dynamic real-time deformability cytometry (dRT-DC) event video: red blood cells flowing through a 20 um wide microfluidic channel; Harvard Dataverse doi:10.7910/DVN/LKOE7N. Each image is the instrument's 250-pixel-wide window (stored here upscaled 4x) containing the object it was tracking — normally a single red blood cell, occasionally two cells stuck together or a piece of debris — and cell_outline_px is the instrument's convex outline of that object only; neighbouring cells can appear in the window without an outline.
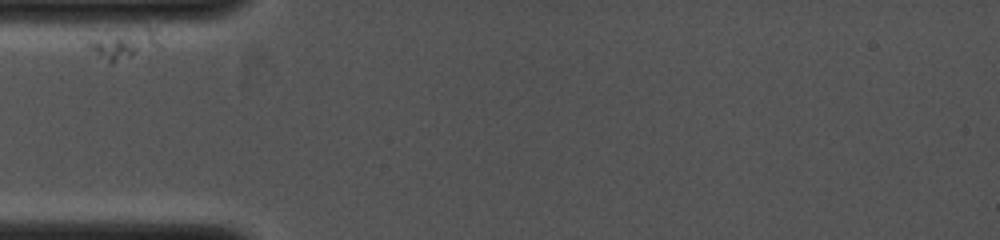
{"species": "common noctule bat (a hibernating species)", "species_latin": "Nyctalus noctula", "temperature_condition": "cold", "stored_images_in_passage": 18, "camera_frame_rate_fps": 4000, "um_per_image_px": 0.085, "animal": {"sex": "female", "body_mass_g": 19.0, "forearm_length_mm": 53.3}, "frame": {"image": 1, "passage_image": 1, "time_ms": 0.0, "image_size_px": [1000, 240], "cell_outline_px": [[160, 48], [112, 64], [88, 48], [88, 40], [92, 28], [144, 24], [148, 24], [156, 28], [160, 44]], "centroid_in_image_um": [10.48, 3.54], "position_along_channel_um": 74.5, "area_um2": 15.14}}
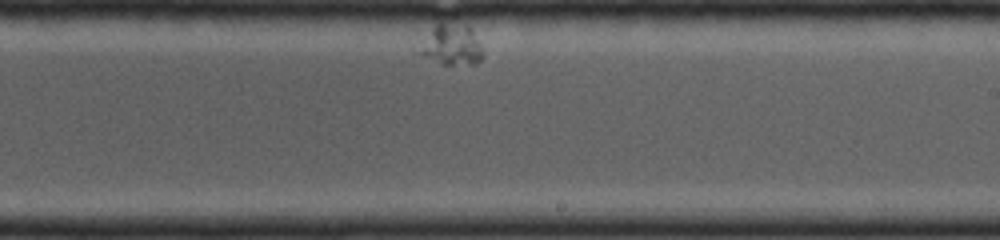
{"frame": {"image": 2, "passage_image": 11, "time_ms": 5.0, "image_size_px": [1000, 240], "cell_outline_px": [[484, 56], [476, 64], [440, 64], [420, 56], [416, 52], [436, 24], [468, 24], [480, 44], [484, 52]], "centroid_in_image_um": [38.4, 3.86], "position_along_channel_um": 250.6, "area_um2": 14.97}}
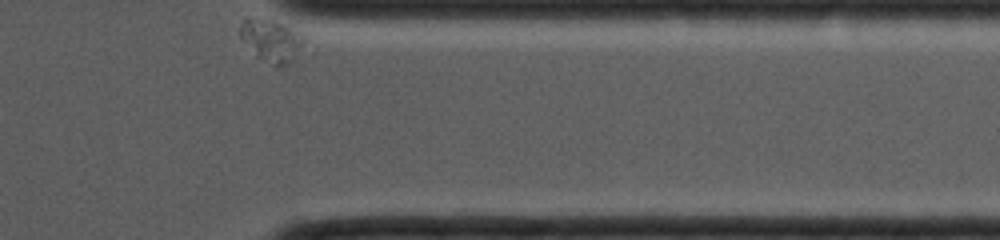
{"frame": {"image": 3, "passage_image": 18, "time_ms": 8.5, "image_size_px": [1000, 240], "cell_outline_px": [[304, 40], [288, 60], [280, 68], [276, 68], [256, 56], [240, 36], [240, 28], [244, 20], [268, 16], [288, 28]], "centroid_in_image_um": [22.95, 3.42], "position_along_channel_um": 388.5, "area_um2": 14.8}}